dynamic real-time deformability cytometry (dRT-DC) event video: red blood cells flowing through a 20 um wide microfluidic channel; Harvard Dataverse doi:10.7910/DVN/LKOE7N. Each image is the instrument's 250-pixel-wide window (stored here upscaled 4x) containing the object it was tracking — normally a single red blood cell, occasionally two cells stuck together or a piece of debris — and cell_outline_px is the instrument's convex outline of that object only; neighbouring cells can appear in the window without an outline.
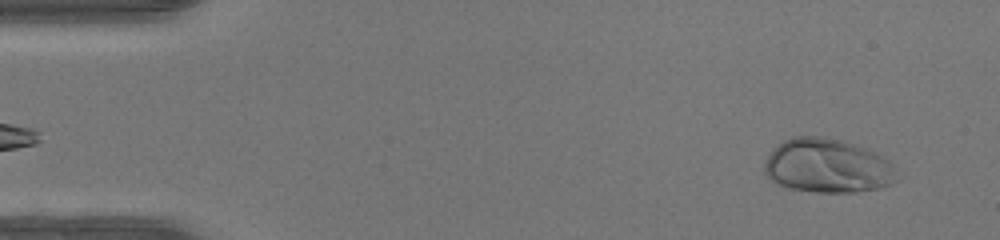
{"species": "human", "species_latin": "Homo sapiens", "temperature_condition": "warm", "stored_images_in_passage": 47, "camera_frame_rate_fps": 3000, "um_per_image_px": 0.085, "donor": {"sex": "female"}, "frame": {"image": 1, "passage_image": 3, "time_ms": 0.667, "image_size_px": [1000, 240], "cell_outline_px": [[896, 180], [888, 184], [876, 188], [856, 192], [816, 192], [792, 188], [776, 184], [764, 172], [764, 160], [784, 140], [792, 136], [824, 136], [844, 140], [856, 144], [876, 152], [888, 160], [892, 164]], "centroid_in_image_um": [70.32, 14.08], "position_along_channel_um": 14.7, "area_um2": 41.56}}
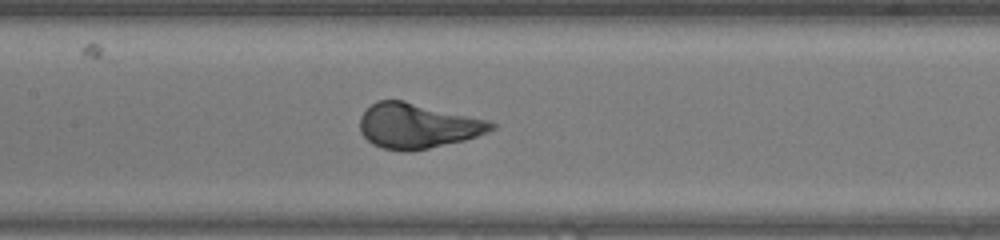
{"frame": {"image": 2, "passage_image": 22, "time_ms": 7.0, "image_size_px": [1000, 240], "cell_outline_px": [[496, 128], [488, 132], [464, 140], [428, 148], [408, 152], [404, 152], [384, 148], [372, 144], [360, 132], [360, 116], [376, 100], [404, 100], [488, 120], [496, 124]], "centroid_in_image_um": [35.48, 10.69], "position_along_channel_um": 171.9, "area_um2": 34.39}}
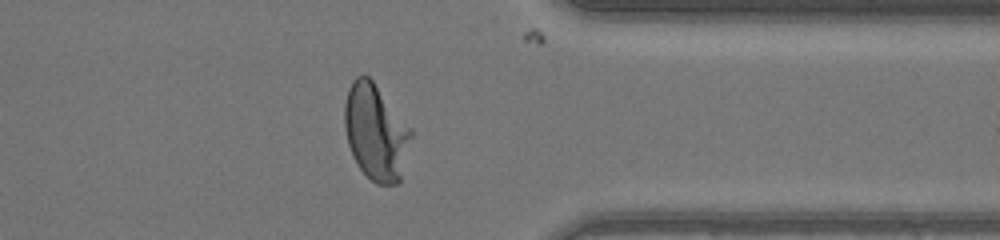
{"frame": {"image": 3, "passage_image": 37, "time_ms": 12.0, "image_size_px": [1000, 240], "cell_outline_px": [[412, 136], [400, 184], [376, 184], [360, 168], [352, 156], [348, 144], [344, 128], [344, 104], [348, 88], [352, 80], [356, 76], [368, 76], [372, 80], [412, 128]], "centroid_in_image_um": [31.94, 11.24], "position_along_channel_um": 379.5, "area_um2": 37.4}}